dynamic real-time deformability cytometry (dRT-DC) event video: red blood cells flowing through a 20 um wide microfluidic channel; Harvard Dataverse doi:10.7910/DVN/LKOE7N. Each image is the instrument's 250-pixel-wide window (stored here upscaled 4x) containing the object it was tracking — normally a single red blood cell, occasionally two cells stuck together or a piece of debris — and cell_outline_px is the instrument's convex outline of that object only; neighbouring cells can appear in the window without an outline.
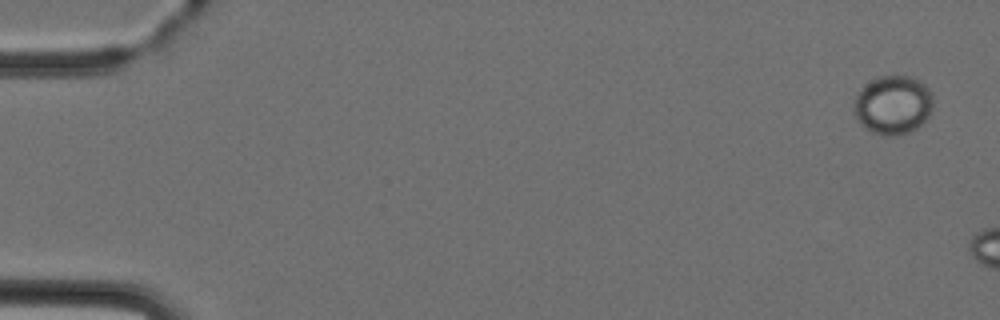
{"species": "Egyptian fruit bat (a non-hibernating species)", "species_latin": "Rousettus aegyptiacus", "temperature_condition": "cold", "stored_images_in_passage": 3, "camera_frame_rate_fps": 3000, "um_per_image_px": 0.085, "animal": {"sex": "female"}, "frame": {"image": 1, "passage_image": 1, "time_ms": 0.0, "image_size_px": [1000, 320], "cell_outline_px": [[932, 108], [928, 116], [912, 132], [896, 136], [884, 136], [872, 132], [864, 128], [856, 120], [852, 108], [852, 104], [856, 96], [876, 76], [912, 76], [924, 84], [932, 92]], "centroid_in_image_um": [75.88, 8.94], "position_along_channel_um": 9.1, "area_um2": 27.34}}